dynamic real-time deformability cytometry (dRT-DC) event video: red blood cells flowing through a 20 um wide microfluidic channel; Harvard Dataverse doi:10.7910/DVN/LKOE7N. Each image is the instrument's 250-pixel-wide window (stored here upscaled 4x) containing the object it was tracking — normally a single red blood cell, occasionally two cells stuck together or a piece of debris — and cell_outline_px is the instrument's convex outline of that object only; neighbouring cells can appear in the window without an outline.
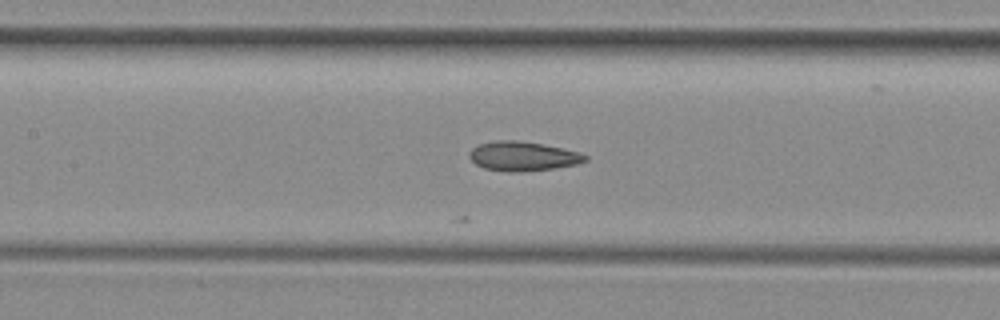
{"species": "common noctule bat (a hibernating species)", "species_latin": "Nyctalus noctula", "temperature_condition": "room temperature", "stored_images_in_passage": 19, "camera_frame_rate_fps": 3000, "um_per_image_px": 0.085, "animal": {"sex": "female", "body_mass_g": 29.2, "forearm_length_mm": 56.3}, "frame": {"image": 1, "passage_image": 8, "time_ms": 2.333, "image_size_px": [1000, 320], "cell_outline_px": [[588, 160], [576, 164], [556, 168], [520, 172], [508, 172], [484, 168], [476, 164], [468, 156], [468, 152], [472, 148], [480, 144], [496, 140], [516, 140], [544, 144], [580, 152], [588, 156]], "centroid_in_image_um": [44.45, 13.28], "position_along_channel_um": 163.0, "area_um2": 19.94}}
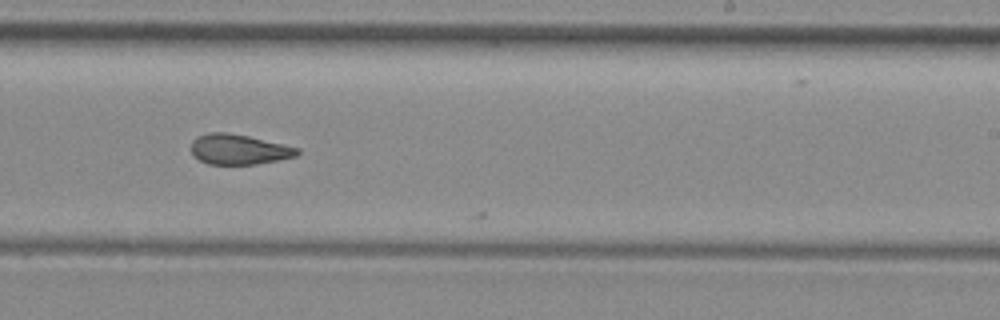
{"frame": {"image": 2, "passage_image": 16, "time_ms": 5.0, "image_size_px": [1000, 320], "cell_outline_px": [[300, 152], [296, 156], [256, 164], [208, 164], [200, 160], [192, 152], [192, 140], [208, 132], [224, 132], [248, 136], [300, 148]], "centroid_in_image_um": [20.31, 12.69], "position_along_channel_um": 268.7, "area_um2": 18.38}}